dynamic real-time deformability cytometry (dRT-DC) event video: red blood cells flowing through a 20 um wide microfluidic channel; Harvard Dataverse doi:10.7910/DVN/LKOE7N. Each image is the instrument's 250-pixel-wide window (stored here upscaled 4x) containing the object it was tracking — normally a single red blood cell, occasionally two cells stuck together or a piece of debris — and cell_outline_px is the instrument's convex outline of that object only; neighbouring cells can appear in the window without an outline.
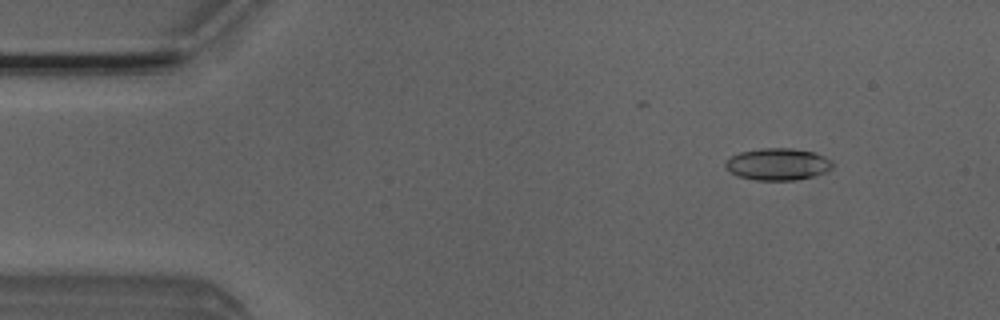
{"species": "Egyptian fruit bat (a non-hibernating species)", "species_latin": "Rousettus aegyptiacus", "temperature_condition": "room temperature", "stored_images_in_passage": 48, "camera_frame_rate_fps": 3000, "um_per_image_px": 0.085, "animal": {"sex": "male"}, "frame": {"image": 1, "passage_image": 6, "time_ms": 1.667, "image_size_px": [1000, 320], "cell_outline_px": [[832, 168], [824, 172], [812, 176], [796, 180], [756, 180], [736, 176], [724, 164], [732, 156], [740, 152], [760, 148], [792, 148], [812, 152], [824, 156], [832, 160]], "centroid_in_image_um": [66.12, 13.95], "position_along_channel_um": 18.9, "area_um2": 19.77}}
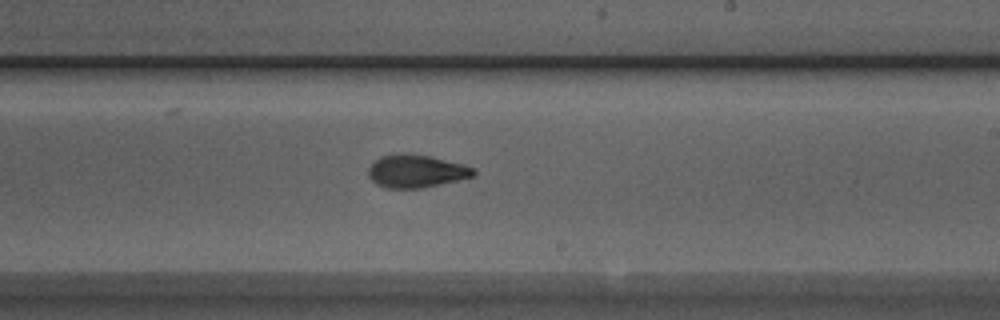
{"frame": {"image": 2, "passage_image": 30, "time_ms": 9.667, "image_size_px": [1000, 320], "cell_outline_px": [[476, 172], [472, 176], [460, 180], [420, 188], [384, 188], [376, 184], [368, 176], [368, 168], [380, 156], [404, 152], [432, 156], [464, 164], [476, 168]], "centroid_in_image_um": [35.38, 14.53], "position_along_channel_um": 253.6, "area_um2": 20.4}}
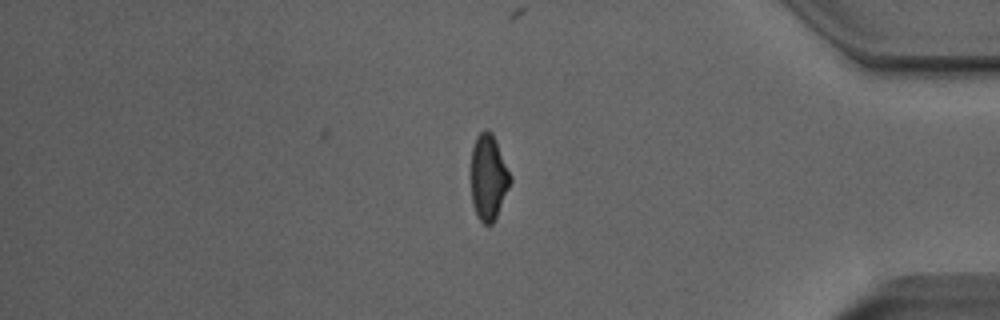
{"frame": {"image": 3, "passage_image": 43, "time_ms": 14.0, "image_size_px": [1000, 320], "cell_outline_px": [[512, 180], [496, 220], [492, 224], [484, 224], [476, 216], [472, 204], [472, 148], [476, 136], [484, 128], [488, 128], [492, 132], [496, 140], [512, 176]], "centroid_in_image_um": [41.54, 15.07], "position_along_channel_um": 393.7, "area_um2": 19.88}, "authors_computed_cell_mechanics": {"area_um2": 20.1144, "velocity_mm_per_s": 3.9767, "shape_relaxation_time_tau1_ms": 4.0608, "shape_relaxation_time_tau2_ms": 2.1333, "deformation_change_tau1": 0.1519, "deformation_change_tau2": 0.0848}}